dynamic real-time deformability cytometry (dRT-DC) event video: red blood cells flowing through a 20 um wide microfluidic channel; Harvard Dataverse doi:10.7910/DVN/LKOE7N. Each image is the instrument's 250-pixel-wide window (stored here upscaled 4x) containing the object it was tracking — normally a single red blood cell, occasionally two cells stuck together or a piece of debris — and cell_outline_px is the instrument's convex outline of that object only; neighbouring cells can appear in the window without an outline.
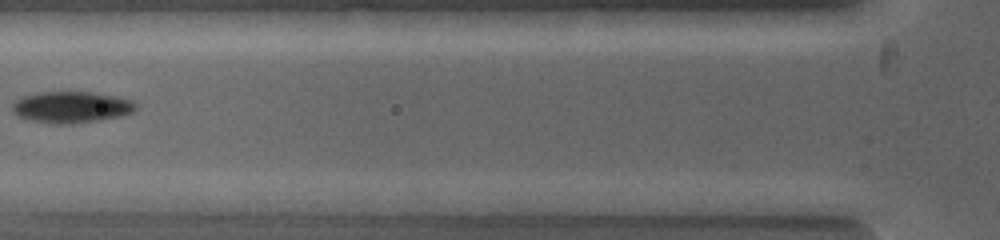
{"species": "common noctule bat (a hibernating species)", "species_latin": "Nyctalus noctula", "temperature_condition": "warm", "stored_images_in_passage": 9, "camera_frame_rate_fps": 5000, "um_per_image_px": 0.085, "animal": {"sex": "female", "body_mass_g": 19.0, "forearm_length_mm": 53.3}, "frame": {"image": 1, "passage_image": 7, "time_ms": 1.6, "image_size_px": [1000, 240], "cell_outline_px": [[136, 108], [132, 112], [120, 116], [100, 120], [76, 124], [56, 124], [28, 120], [12, 112], [12, 104], [16, 100], [24, 96], [44, 92], [88, 92], [112, 96], [128, 100], [136, 104]], "centroid_in_image_um": [6.02, 9.13], "position_along_channel_um": 119.8, "area_um2": 22.31}}